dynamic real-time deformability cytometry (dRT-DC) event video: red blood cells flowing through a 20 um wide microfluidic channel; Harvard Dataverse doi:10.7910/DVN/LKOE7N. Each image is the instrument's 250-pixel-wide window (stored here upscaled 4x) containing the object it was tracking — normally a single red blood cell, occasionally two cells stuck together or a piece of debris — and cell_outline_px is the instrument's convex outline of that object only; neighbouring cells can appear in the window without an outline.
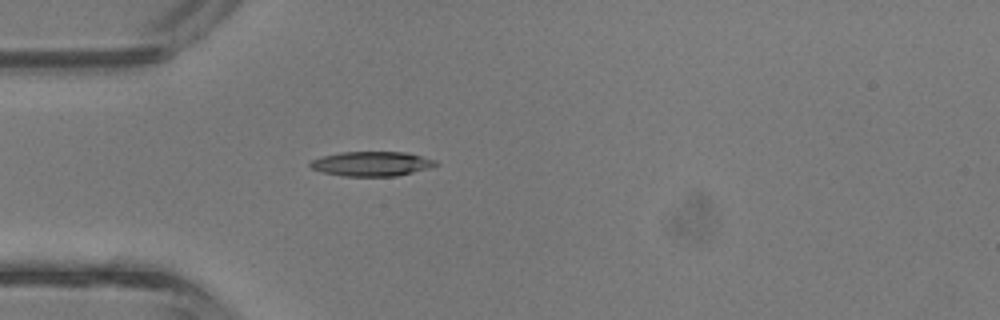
{"species": "common noctule bat (a hibernating species)", "species_latin": "Nyctalus noctula", "temperature_condition": "room temperature", "stored_images_in_passage": 1, "camera_frame_rate_fps": 3000, "um_per_image_px": 0.085, "animal": {"sex": "male", "body_mass_g": 13.3}, "frame": {"image": 1, "passage_image": 1, "time_ms": 0.0, "image_size_px": [1000, 320], "cell_outline_px": [[440, 164], [432, 168], [396, 176], [344, 176], [324, 172], [312, 168], [308, 164], [312, 160], [324, 156], [340, 152], [404, 152], [436, 160]], "centroid_in_image_um": [31.64, 13.92], "position_along_channel_um": 53.4, "area_um2": 17.92}}